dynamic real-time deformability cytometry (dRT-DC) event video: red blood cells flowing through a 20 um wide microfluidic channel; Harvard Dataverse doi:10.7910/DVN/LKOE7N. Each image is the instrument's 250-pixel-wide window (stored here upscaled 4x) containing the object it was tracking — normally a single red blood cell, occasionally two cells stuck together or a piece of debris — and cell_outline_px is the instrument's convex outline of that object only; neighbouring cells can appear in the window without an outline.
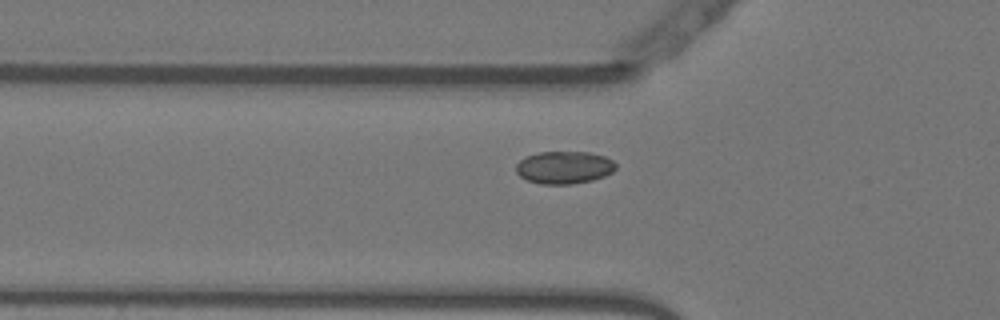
{"species": "Egyptian fruit bat (a non-hibernating species)", "species_latin": "Rousettus aegyptiacus", "temperature_condition": "warm", "stored_images_in_passage": 40, "camera_frame_rate_fps": 3000, "um_per_image_px": 0.085, "animal": {"sex": "female"}, "frame": {"image": 1, "passage_image": 5, "time_ms": 1.333, "image_size_px": [1000, 320], "cell_outline_px": [[616, 168], [612, 172], [604, 176], [592, 180], [572, 184], [540, 184], [528, 180], [520, 176], [516, 172], [516, 164], [524, 156], [540, 152], [588, 152], [604, 156], [612, 160], [616, 164]], "centroid_in_image_um": [47.94, 14.23], "position_along_channel_um": 77.9, "area_um2": 18.96}}
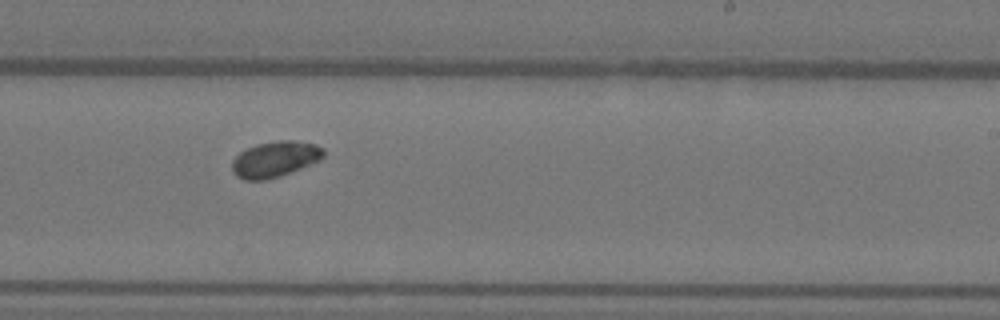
{"frame": {"image": 2, "passage_image": 20, "time_ms": 6.333, "image_size_px": [1000, 320], "cell_outline_px": [[324, 156], [320, 160], [280, 176], [264, 180], [244, 180], [236, 176], [232, 172], [232, 160], [240, 152], [256, 144], [276, 140], [296, 140], [316, 144], [324, 148]], "centroid_in_image_um": [23.37, 13.52], "position_along_channel_um": 265.6, "area_um2": 19.19}}
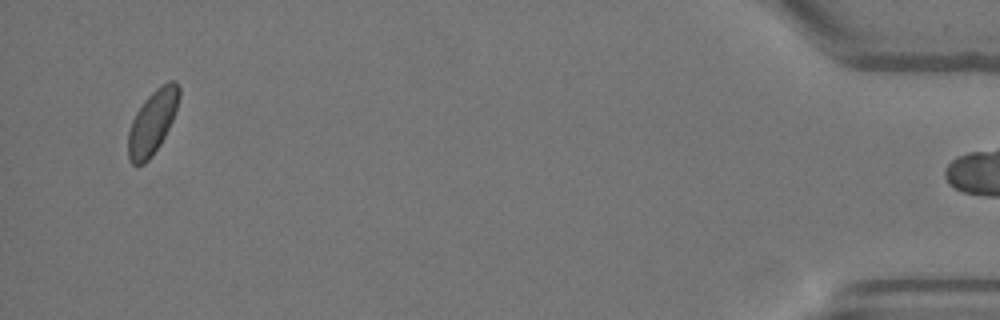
{"frame": {"image": 3, "passage_image": 39, "time_ms": 12.667, "image_size_px": [1000, 320], "cell_outline_px": [[180, 96], [176, 112], [160, 144], [152, 156], [144, 164], [136, 168], [128, 160], [128, 132], [132, 120], [136, 112], [144, 100], [160, 84], [168, 80], [176, 80], [180, 88]], "centroid_in_image_um": [12.95, 10.39], "position_along_channel_um": 422.2, "area_um2": 19.25}}